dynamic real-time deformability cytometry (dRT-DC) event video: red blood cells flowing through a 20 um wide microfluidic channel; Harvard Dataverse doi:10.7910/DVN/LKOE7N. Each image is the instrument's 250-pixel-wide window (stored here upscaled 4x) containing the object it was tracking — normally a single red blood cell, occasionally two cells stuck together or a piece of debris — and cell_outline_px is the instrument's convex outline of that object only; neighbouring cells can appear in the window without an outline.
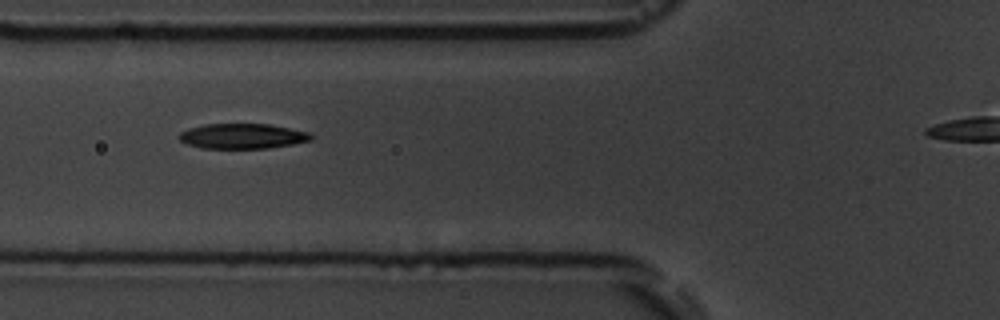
{"species": "common noctule bat (a hibernating species)", "species_latin": "Nyctalus noctula", "temperature_condition": "room temperature", "stored_images_in_passage": 9, "camera_frame_rate_fps": 3000, "um_per_image_px": 0.085, "animal": {"sex": "male", "body_mass_g": 19.5, "forearm_length_mm": 54.6}, "frame": {"image": 1, "passage_image": 2, "time_ms": 1.0, "image_size_px": [1000, 320], "cell_outline_px": [[312, 140], [292, 144], [268, 148], [200, 148], [188, 144], [180, 140], [180, 132], [188, 128], [204, 124], [268, 124], [308, 132], [312, 136]], "centroid_in_image_um": [20.59, 11.57], "position_along_channel_um": 105.2, "area_um2": 19.13}}
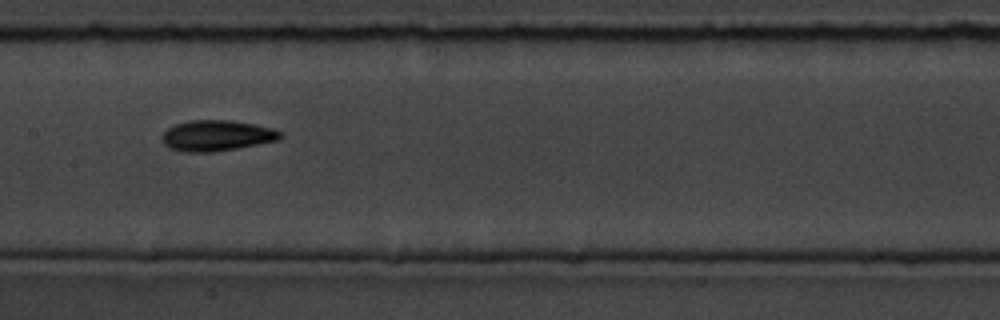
{"frame": {"image": 2, "passage_image": 4, "time_ms": 3.333, "image_size_px": [1000, 320], "cell_outline_px": [[284, 136], [280, 140], [216, 152], [180, 152], [168, 148], [164, 144], [160, 136], [168, 128], [176, 124], [188, 120], [232, 120], [272, 128], [284, 132]], "centroid_in_image_um": [18.43, 11.53], "position_along_channel_um": 189.0, "area_um2": 21.56}}
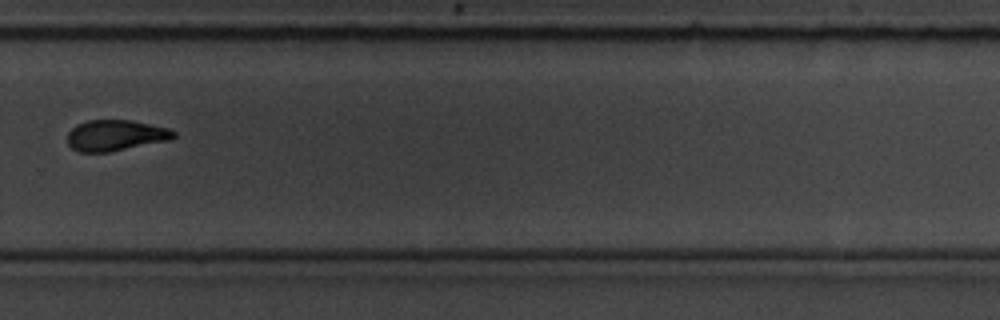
{"frame": {"image": 3, "passage_image": 7, "time_ms": 7.0, "image_size_px": [1000, 320], "cell_outline_px": [[176, 136], [172, 140], [108, 152], [80, 152], [72, 148], [68, 144], [68, 132], [76, 124], [88, 120], [132, 120], [168, 128], [176, 132]], "centroid_in_image_um": [9.84, 11.5], "position_along_channel_um": 320.0, "area_um2": 19.25}}